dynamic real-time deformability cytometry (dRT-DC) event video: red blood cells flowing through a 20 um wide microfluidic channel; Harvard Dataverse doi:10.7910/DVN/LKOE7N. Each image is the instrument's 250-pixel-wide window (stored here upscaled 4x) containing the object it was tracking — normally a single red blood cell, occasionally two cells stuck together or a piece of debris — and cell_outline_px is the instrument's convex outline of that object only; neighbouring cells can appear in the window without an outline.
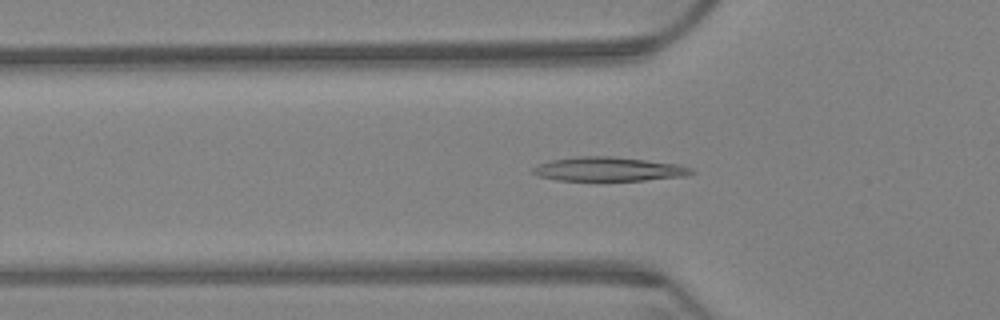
{"species": "Egyptian fruit bat (a non-hibernating species)", "species_latin": "Rousettus aegyptiacus", "temperature_condition": "warm", "stored_images_in_passage": 54, "camera_frame_rate_fps": 3000, "um_per_image_px": 0.085, "animal": {"sex": "female"}, "frame": {"image": 1, "passage_image": 17, "time_ms": 5.333, "image_size_px": [1000, 320], "cell_outline_px": [[696, 172], [688, 176], [644, 180], [556, 180], [540, 176], [528, 172], [536, 164], [552, 160], [576, 156], [612, 156], [680, 164], [692, 168]], "centroid_in_image_um": [51.73, 14.37], "position_along_channel_um": 74.1, "area_um2": 22.43}}
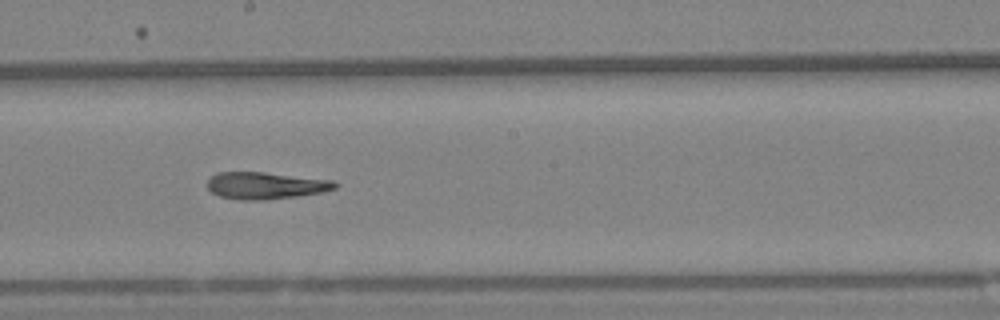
{"frame": {"image": 2, "passage_image": 31, "time_ms": 10.0, "image_size_px": [1000, 320], "cell_outline_px": [[340, 184], [336, 188], [320, 192], [296, 196], [260, 200], [240, 200], [220, 196], [212, 192], [208, 188], [208, 180], [216, 172], [264, 172], [332, 180]], "centroid_in_image_um": [22.57, 15.76], "position_along_channel_um": 225.6, "area_um2": 19.88}}
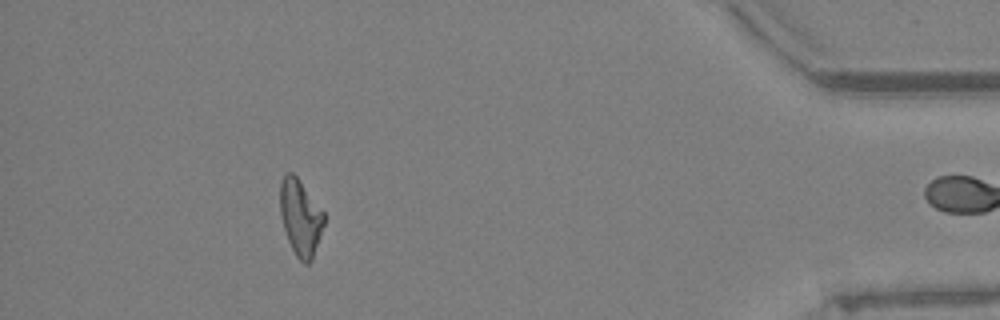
{"frame": {"image": 3, "passage_image": 53, "time_ms": 17.333, "image_size_px": [1000, 320], "cell_outline_px": [[324, 224], [312, 260], [308, 264], [304, 264], [296, 256], [288, 240], [280, 216], [280, 180], [288, 172], [292, 172], [296, 176], [324, 212]], "centroid_in_image_um": [25.53, 18.49], "position_along_channel_um": 409.7, "area_um2": 19.31}}